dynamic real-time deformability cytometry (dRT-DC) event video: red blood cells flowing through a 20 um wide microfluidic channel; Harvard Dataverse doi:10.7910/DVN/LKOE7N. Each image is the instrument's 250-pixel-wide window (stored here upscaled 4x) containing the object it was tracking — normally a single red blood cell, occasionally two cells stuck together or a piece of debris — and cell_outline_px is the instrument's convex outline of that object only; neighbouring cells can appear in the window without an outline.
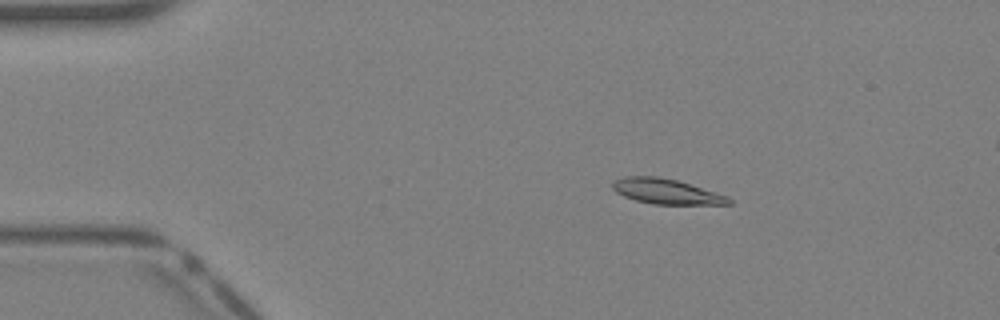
{"species": "Egyptian fruit bat (a non-hibernating species)", "species_latin": "Rousettus aegyptiacus", "temperature_condition": "warm", "stored_images_in_passage": 41, "camera_frame_rate_fps": 3000, "um_per_image_px": 0.085, "animal": {"sex": "female"}, "frame": {"image": 1, "passage_image": 7, "time_ms": 2.0, "image_size_px": [1000, 320], "cell_outline_px": [[732, 204], [652, 204], [636, 200], [624, 196], [616, 192], [612, 188], [612, 184], [616, 180], [624, 176], [656, 176], [676, 180], [728, 196], [732, 200]], "centroid_in_image_um": [56.62, 16.27], "position_along_channel_um": 28.4, "area_um2": 16.82}}
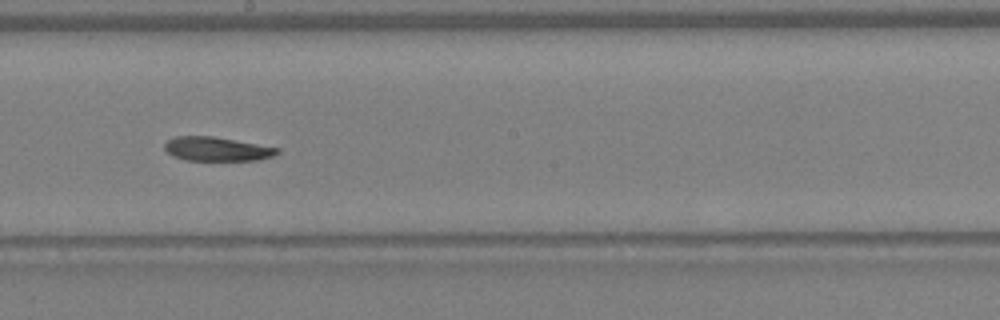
{"frame": {"image": 2, "passage_image": 23, "time_ms": 7.333, "image_size_px": [1000, 320], "cell_outline_px": [[280, 152], [276, 156], [260, 160], [184, 160], [172, 156], [164, 148], [164, 144], [168, 140], [176, 136], [212, 136], [280, 148]], "centroid_in_image_um": [18.46, 12.67], "position_along_channel_um": 229.7, "area_um2": 15.84}}
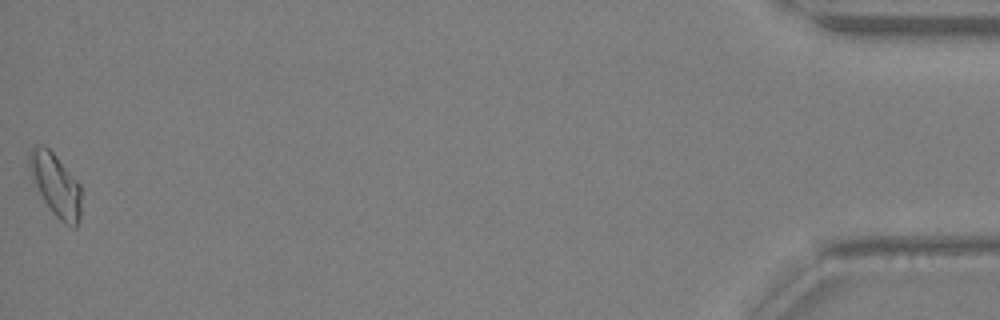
{"frame": {"image": 3, "passage_image": 41, "time_ms": 13.333, "image_size_px": [1000, 320], "cell_outline_px": [[80, 216], [76, 228], [72, 228], [64, 224], [52, 212], [44, 200], [32, 176], [28, 164], [28, 152], [36, 144], [40, 144], [48, 148], [56, 156], [80, 184]], "centroid_in_image_um": [4.74, 15.71], "position_along_channel_um": 430.5, "area_um2": 18.67}}